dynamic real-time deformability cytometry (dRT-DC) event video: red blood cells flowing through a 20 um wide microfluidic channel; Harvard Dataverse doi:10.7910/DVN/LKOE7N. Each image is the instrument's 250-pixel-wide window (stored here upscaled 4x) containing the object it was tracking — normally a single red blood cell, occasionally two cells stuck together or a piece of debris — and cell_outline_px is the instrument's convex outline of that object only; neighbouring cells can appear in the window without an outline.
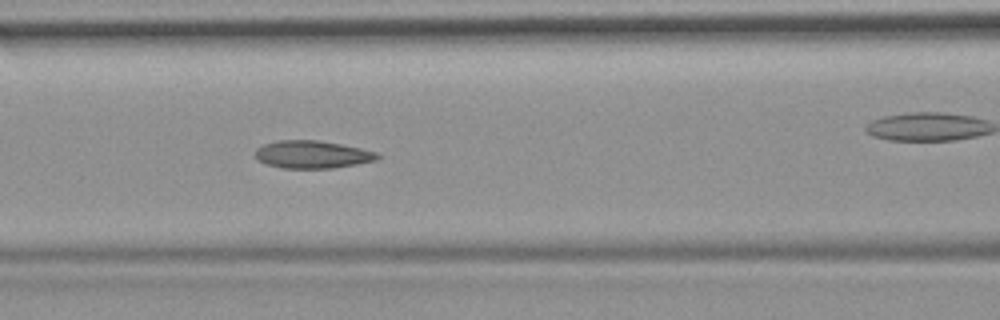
{"species": "common noctule bat (a hibernating species)", "species_latin": "Nyctalus noctula", "temperature_condition": "room temperature", "stored_images_in_passage": 37, "camera_frame_rate_fps": 3000, "um_per_image_px": 0.085, "animal": {"sex": "female", "body_mass_g": 19.9}, "frame": {"image": 1, "passage_image": 11, "time_ms": 3.333, "image_size_px": [1000, 320], "cell_outline_px": [[380, 156], [376, 160], [356, 164], [332, 168], [280, 168], [256, 160], [256, 148], [264, 144], [276, 140], [316, 140], [340, 144], [360, 148], [376, 152]], "centroid_in_image_um": [26.51, 13.13], "position_along_channel_um": 140.1, "area_um2": 19.59}, "authors_computed_cell_mechanics": {"area_um2": 19.652, "velocity_mm_per_s": 3.7394, "shape_relaxation_time_tau1_ms": null, "shape_relaxation_time_tau2_ms": 3.1943, "deformation_change_tau1": null, "deformation_change_tau2": 0.1041}}